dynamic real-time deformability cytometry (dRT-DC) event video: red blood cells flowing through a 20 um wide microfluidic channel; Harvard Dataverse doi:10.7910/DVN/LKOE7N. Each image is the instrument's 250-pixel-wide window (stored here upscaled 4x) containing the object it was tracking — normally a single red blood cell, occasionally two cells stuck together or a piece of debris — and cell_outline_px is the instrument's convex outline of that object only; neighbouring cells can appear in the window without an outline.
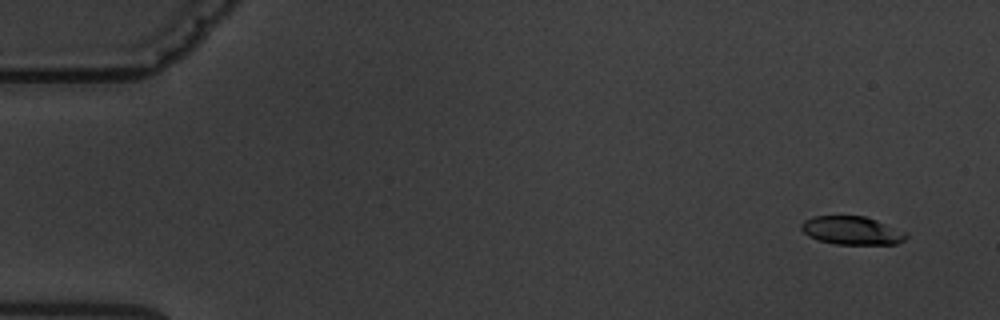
{"species": "common noctule bat (a hibernating species)", "species_latin": "Nyctalus noctula", "temperature_condition": "warm", "stored_images_in_passage": 7, "camera_frame_rate_fps": 3000, "um_per_image_px": 0.085, "animal": {"sex": "male", "body_mass_g": 19.5, "forearm_length_mm": 54.6}, "frame": {"image": 1, "passage_image": 1, "time_ms": 0.0, "image_size_px": [1000, 320], "cell_outline_px": [[908, 236], [904, 240], [896, 244], [836, 244], [820, 240], [808, 236], [800, 228], [800, 224], [804, 220], [816, 216], [864, 216], [876, 220], [908, 232]], "centroid_in_image_um": [72.43, 19.59], "position_along_channel_um": 12.6, "area_um2": 17.28}}
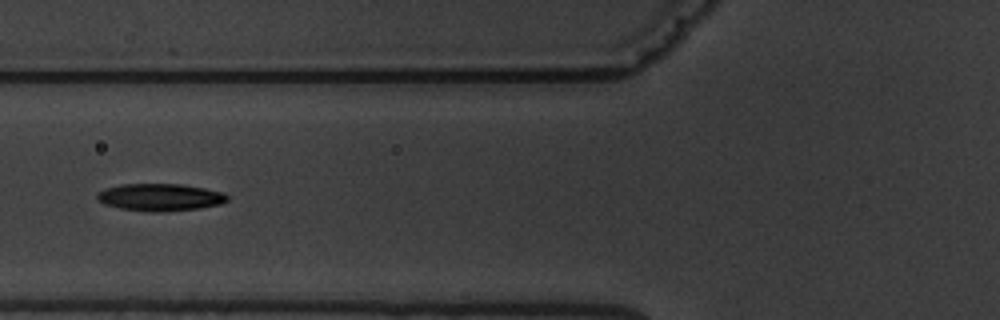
{"frame": {"image": 2, "passage_image": 6, "time_ms": 6.333, "image_size_px": [1000, 320], "cell_outline_px": [[228, 200], [220, 204], [200, 208], [164, 212], [148, 212], [120, 208], [104, 204], [96, 196], [96, 192], [104, 188], [120, 184], [180, 184], [204, 188], [224, 192], [228, 196]], "centroid_in_image_um": [13.6, 16.76], "position_along_channel_um": 112.2, "area_um2": 20.87}}
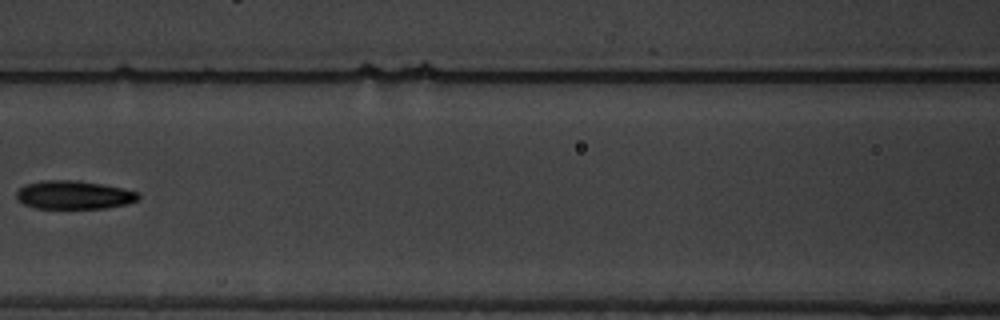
{"frame": {"image": 3, "passage_image": 7, "time_ms": 7.667, "image_size_px": [1000, 320], "cell_outline_px": [[140, 196], [136, 200], [128, 204], [104, 208], [36, 208], [24, 204], [16, 196], [16, 192], [24, 184], [44, 180], [80, 180], [124, 188], [140, 192]], "centroid_in_image_um": [6.31, 16.55], "position_along_channel_um": 160.3, "area_um2": 20.29}}